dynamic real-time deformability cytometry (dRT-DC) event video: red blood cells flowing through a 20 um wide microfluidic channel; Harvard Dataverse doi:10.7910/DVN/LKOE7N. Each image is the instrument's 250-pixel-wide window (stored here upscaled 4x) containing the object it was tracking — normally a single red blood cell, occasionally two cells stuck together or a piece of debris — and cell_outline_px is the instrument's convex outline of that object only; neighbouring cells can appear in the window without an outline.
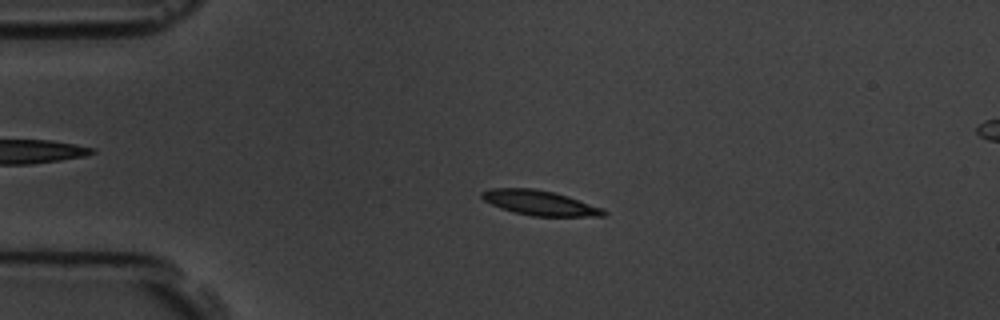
{"species": "common noctule bat (a hibernating species)", "species_latin": "Nyctalus noctula", "temperature_condition": "room temperature", "stored_images_in_passage": 5, "camera_frame_rate_fps": 3000, "um_per_image_px": 0.085, "animal": {"sex": "male", "body_mass_g": 19.5, "forearm_length_mm": 54.6}, "frame": {"image": 1, "passage_image": 3, "time_ms": 2.0, "image_size_px": [1000, 320], "cell_outline_px": [[608, 212], [604, 216], [532, 216], [512, 212], [500, 208], [484, 200], [480, 196], [480, 192], [492, 188], [532, 188], [552, 192], [568, 196], [604, 208]], "centroid_in_image_um": [45.88, 17.25], "position_along_channel_um": 39.1, "area_um2": 17.69}}
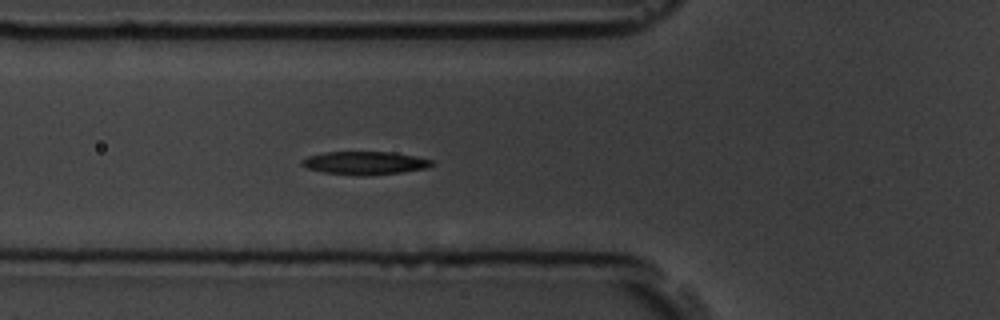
{"frame": {"image": 2, "passage_image": 5, "time_ms": 4.333, "image_size_px": [1000, 320], "cell_outline_px": [[432, 164], [424, 168], [400, 172], [360, 176], [356, 176], [324, 172], [308, 168], [300, 164], [300, 160], [308, 156], [324, 152], [392, 152], [432, 160]], "centroid_in_image_um": [30.92, 13.85], "position_along_channel_um": 94.9, "area_um2": 17.22}}